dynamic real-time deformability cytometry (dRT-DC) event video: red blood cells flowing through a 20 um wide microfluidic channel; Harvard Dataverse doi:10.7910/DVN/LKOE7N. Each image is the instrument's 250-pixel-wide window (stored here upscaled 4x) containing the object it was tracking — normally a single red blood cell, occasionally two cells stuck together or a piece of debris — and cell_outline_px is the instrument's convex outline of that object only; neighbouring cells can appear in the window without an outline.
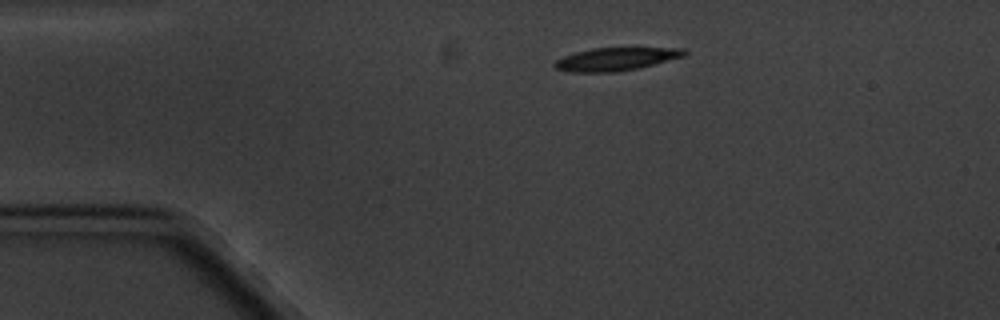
{"species": "common noctule bat (a hibernating species)", "species_latin": "Nyctalus noctula", "temperature_condition": "cold", "stored_images_in_passage": 2, "camera_frame_rate_fps": 3000, "um_per_image_px": 0.085, "animal": {"sex": "male", "body_mass_g": 20.1, "forearm_length_mm": 53.5}, "frame": {"image": 1, "passage_image": 1, "time_ms": 0.0, "image_size_px": [1000, 320], "cell_outline_px": [[688, 52], [684, 56], [636, 68], [612, 72], [568, 72], [556, 68], [552, 64], [556, 60], [564, 56], [576, 52], [592, 48], [684, 48]], "centroid_in_image_um": [52.31, 5.01], "position_along_channel_um": 32.7, "area_um2": 17.11}}